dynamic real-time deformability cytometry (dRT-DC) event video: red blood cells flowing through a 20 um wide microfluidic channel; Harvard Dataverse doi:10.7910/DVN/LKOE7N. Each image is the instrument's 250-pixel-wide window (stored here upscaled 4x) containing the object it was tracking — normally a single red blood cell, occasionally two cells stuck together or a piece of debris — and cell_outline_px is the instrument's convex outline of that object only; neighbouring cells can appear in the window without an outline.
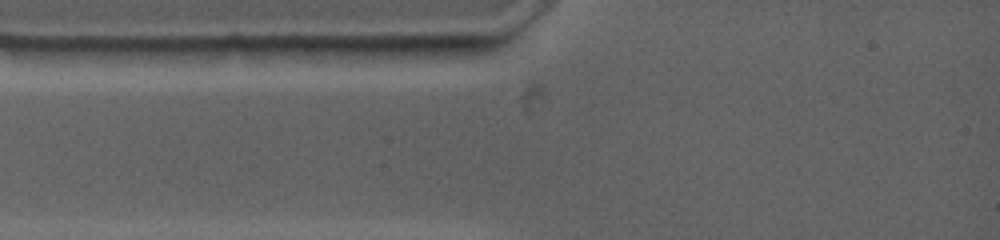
{"species": "common noctule bat (a hibernating species)", "species_latin": "Nyctalus noctula", "temperature_condition": "warm", "stored_images_in_passage": 2, "camera_frame_rate_fps": 4500, "um_per_image_px": 0.085, "animal": {"sex": "female", "body_mass_g": 19.0, "forearm_length_mm": 53.3}, "frame": {"image": 1, "passage_image": 1, "time_ms": 0.0, "image_size_px": [1000, 240], "cell_outline_px": [[264, 48], [252, 56], [164, 64], [124, 64], [108, 48], [228, 44], [236, 44]], "centroid_in_image_um": [15.47, 4.55], "position_along_channel_um": 69.5, "area_um2": 15.9}}